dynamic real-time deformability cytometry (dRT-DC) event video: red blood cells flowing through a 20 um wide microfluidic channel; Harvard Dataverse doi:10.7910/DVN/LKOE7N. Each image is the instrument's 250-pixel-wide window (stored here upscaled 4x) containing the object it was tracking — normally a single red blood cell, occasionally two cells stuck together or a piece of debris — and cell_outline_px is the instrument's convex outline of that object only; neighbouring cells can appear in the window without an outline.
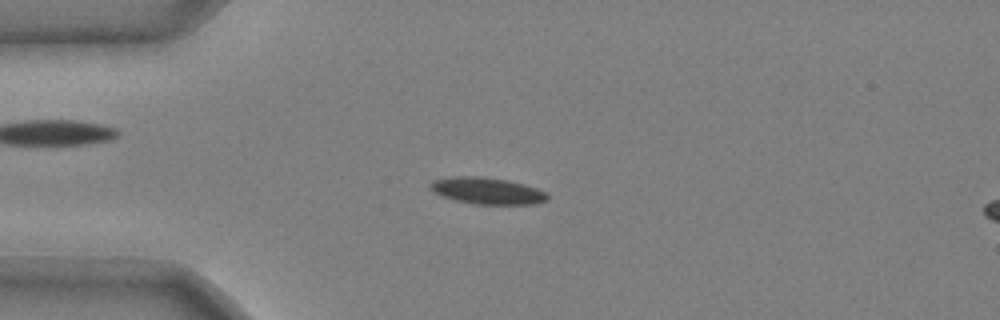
{"species": "common noctule bat (a hibernating species)", "species_latin": "Nyctalus noctula", "temperature_condition": "cold", "stored_images_in_passage": 51, "camera_frame_rate_fps": 3000, "um_per_image_px": 0.085, "animal": {"sex": "male", "body_mass_g": 20.4}, "frame": {"image": 1, "passage_image": 13, "time_ms": 4.0, "image_size_px": [1000, 320], "cell_outline_px": [[548, 200], [536, 204], [472, 204], [456, 200], [444, 196], [428, 188], [428, 184], [432, 180], [456, 176], [480, 176], [504, 180], [524, 184], [536, 188], [544, 192], [548, 196]], "centroid_in_image_um": [41.39, 16.22], "position_along_channel_um": 43.6, "area_um2": 18.03}}
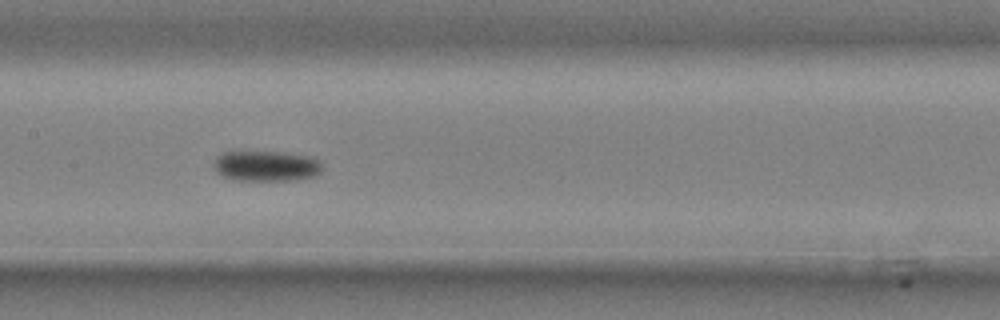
{"frame": {"image": 2, "passage_image": 26, "time_ms": 8.333, "image_size_px": [1000, 320], "cell_outline_px": [[324, 168], [316, 176], [296, 180], [236, 180], [224, 176], [216, 172], [216, 156], [224, 152], [280, 152], [308, 156], [320, 160]], "centroid_in_image_um": [22.7, 14.11], "position_along_channel_um": 184.7, "area_um2": 19.19}}
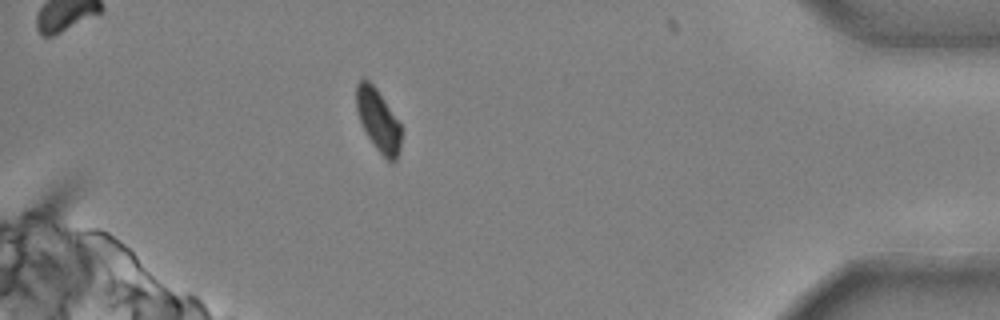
{"frame": {"image": 3, "passage_image": 47, "time_ms": 15.333, "image_size_px": [1000, 320], "cell_outline_px": [[400, 148], [396, 160], [392, 164], [376, 148], [368, 136], [360, 120], [356, 108], [356, 84], [364, 76], [376, 88], [400, 124]], "centroid_in_image_um": [32.13, 10.2], "position_along_channel_um": 403.1, "area_um2": 15.95}, "authors_computed_cell_mechanics": {"area_um2": 18.0336, "velocity_mm_per_s": 3.6968, "shape_relaxation_time_tau1_ms": 3.2056, "shape_relaxation_time_tau2_ms": null, "deformation_change_tau1": 0.108, "deformation_change_tau2": null}}